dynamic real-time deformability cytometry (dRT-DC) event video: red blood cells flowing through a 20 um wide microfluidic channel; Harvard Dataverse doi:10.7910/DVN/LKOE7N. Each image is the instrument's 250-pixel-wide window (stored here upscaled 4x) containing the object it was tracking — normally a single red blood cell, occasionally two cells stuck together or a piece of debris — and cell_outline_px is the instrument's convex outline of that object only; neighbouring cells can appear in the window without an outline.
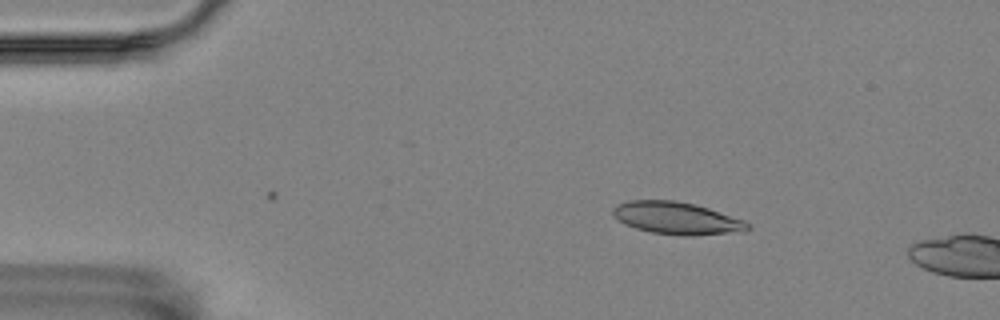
{"species": "Egyptian fruit bat (a non-hibernating species)", "species_latin": "Rousettus aegyptiacus", "temperature_condition": "room temperature", "stored_images_in_passage": 5, "camera_frame_rate_fps": 3000, "um_per_image_px": 0.085, "animal": {"sex": "female"}, "frame": {"image": 1, "passage_image": 1, "time_ms": 0.0, "image_size_px": [1000, 320], "cell_outline_px": [[752, 228], [744, 232], [692, 236], [684, 236], [652, 232], [636, 228], [624, 224], [612, 212], [612, 208], [616, 204], [628, 200], [672, 200], [696, 204], [744, 220], [752, 224]], "centroid_in_image_um": [57.58, 18.55], "position_along_channel_um": 27.4, "area_um2": 25.61}}